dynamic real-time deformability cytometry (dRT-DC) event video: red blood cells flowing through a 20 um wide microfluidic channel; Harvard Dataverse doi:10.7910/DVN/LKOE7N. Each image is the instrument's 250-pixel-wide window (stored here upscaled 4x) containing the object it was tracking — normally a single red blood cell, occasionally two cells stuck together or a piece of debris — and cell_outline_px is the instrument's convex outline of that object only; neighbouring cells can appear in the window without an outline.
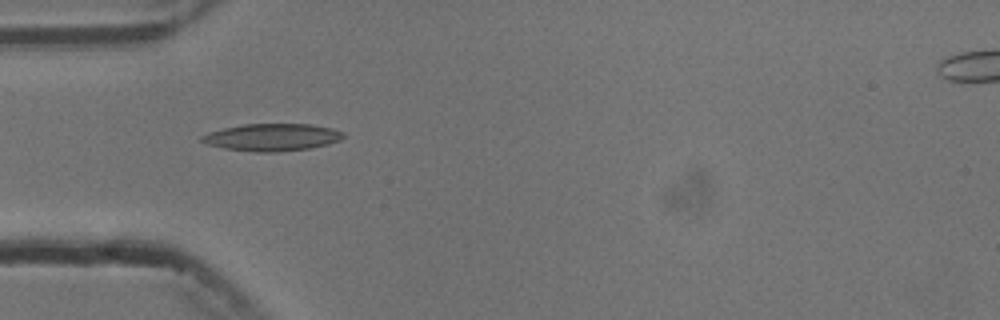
{"species": "common noctule bat (a hibernating species)", "species_latin": "Nyctalus noctula", "temperature_condition": "cold", "stored_images_in_passage": 2, "camera_frame_rate_fps": 3000, "um_per_image_px": 0.085, "animal": {"sex": "male", "body_mass_g": 13.3}, "frame": {"image": 1, "passage_image": 1, "time_ms": 0.0, "image_size_px": [1000, 320], "cell_outline_px": [[344, 136], [340, 140], [328, 144], [312, 148], [280, 152], [256, 152], [224, 148], [208, 144], [200, 140], [200, 136], [208, 132], [224, 128], [244, 124], [312, 124], [332, 128], [344, 132]], "centroid_in_image_um": [23.15, 11.67], "position_along_channel_um": 61.9, "area_um2": 22.6}}
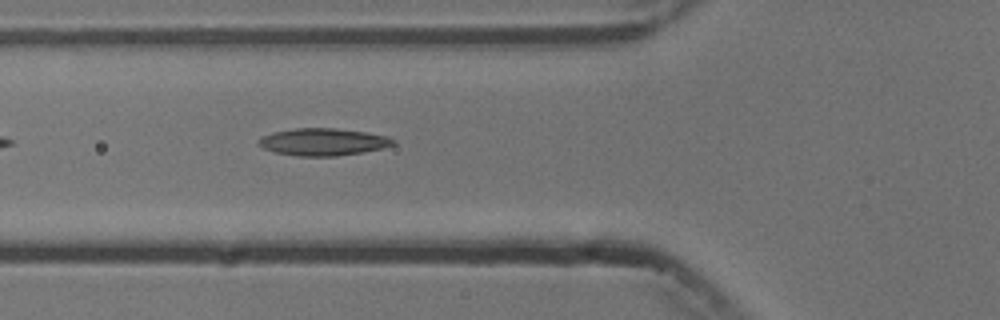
{"frame": {"image": 2, "passage_image": 2, "time_ms": 1.0, "image_size_px": [1000, 320], "cell_outline_px": [[396, 144], [380, 148], [360, 152], [336, 156], [296, 156], [276, 152], [264, 148], [256, 144], [256, 140], [260, 136], [272, 132], [296, 128], [336, 128], [368, 132], [388, 136], [396, 140]], "centroid_in_image_um": [27.43, 12.05], "position_along_channel_um": 98.4, "area_um2": 21.5}}